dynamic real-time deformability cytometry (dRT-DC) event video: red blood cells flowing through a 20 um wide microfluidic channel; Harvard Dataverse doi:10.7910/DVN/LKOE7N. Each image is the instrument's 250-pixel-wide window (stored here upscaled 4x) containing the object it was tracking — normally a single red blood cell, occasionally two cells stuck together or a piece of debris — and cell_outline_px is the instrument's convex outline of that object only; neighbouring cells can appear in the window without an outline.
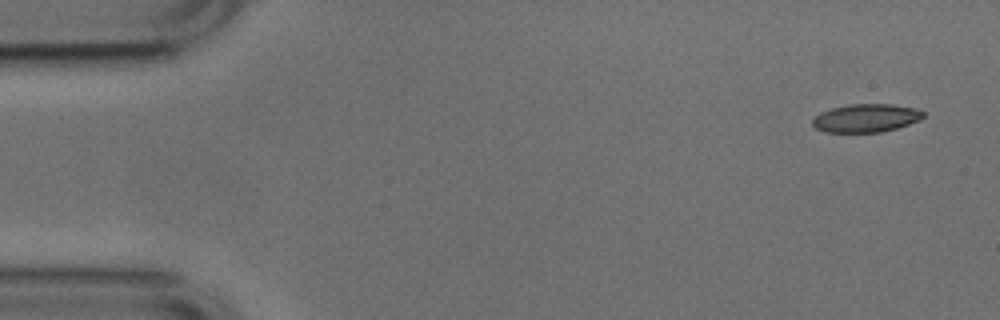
{"species": "common noctule bat (a hibernating species)", "species_latin": "Nyctalus noctula", "temperature_condition": "cold", "stored_images_in_passage": 51, "camera_frame_rate_fps": 3000, "um_per_image_px": 0.085, "animal": {"sex": "male", "body_mass_g": 17.9, "forearm_length_mm": 54.2}, "frame": {"image": 1, "passage_image": 1, "time_ms": 0.0, "image_size_px": [1000, 320], "cell_outline_px": [[924, 116], [920, 120], [896, 128], [880, 132], [824, 132], [816, 128], [812, 124], [812, 120], [820, 112], [832, 108], [848, 104], [892, 104], [916, 108], [924, 112]], "centroid_in_image_um": [73.61, 10.03], "position_along_channel_um": 11.4, "area_um2": 18.21}}
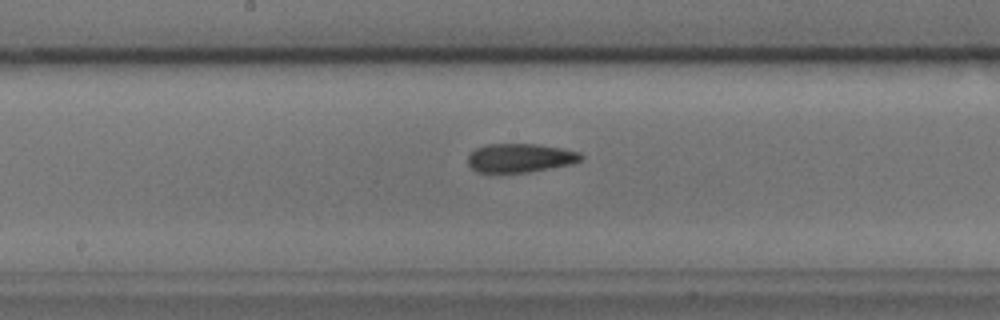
{"frame": {"image": 2, "passage_image": 25, "time_ms": 8.0, "image_size_px": [1000, 320], "cell_outline_px": [[584, 156], [580, 160], [572, 164], [528, 172], [476, 172], [468, 164], [468, 156], [476, 148], [488, 144], [536, 144], [564, 148], [580, 152]], "centroid_in_image_um": [44.24, 13.42], "position_along_channel_um": 204.0, "area_um2": 18.96}}
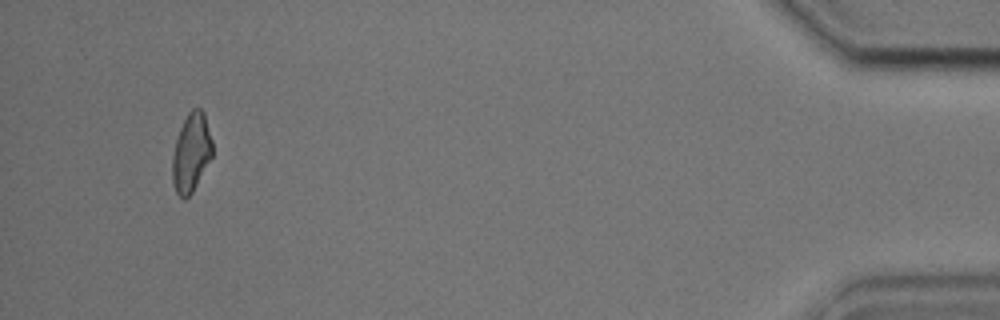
{"frame": {"image": 3, "passage_image": 48, "time_ms": 15.667, "image_size_px": [1000, 320], "cell_outline_px": [[212, 156], [192, 192], [184, 200], [176, 192], [172, 184], [172, 156], [176, 140], [180, 128], [188, 112], [192, 108], [200, 108], [204, 112], [212, 140]], "centroid_in_image_um": [16.24, 12.97], "position_along_channel_um": 419.0, "area_um2": 18.26}, "authors_computed_cell_mechanics": {"area_um2": 19.1318, "velocity_mm_per_s": 3.7893, "shape_relaxation_time_tau1_ms": 4.4119, "shape_relaxation_time_tau2_ms": 3.0219, "deformation_change_tau1": 0.1462, "deformation_change_tau2": 0.1106}}